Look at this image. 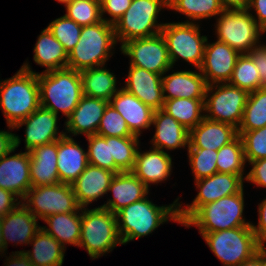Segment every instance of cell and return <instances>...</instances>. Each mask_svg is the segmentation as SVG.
<instances>
[{"label": "cell", "mask_w": 266, "mask_h": 266, "mask_svg": "<svg viewBox=\"0 0 266 266\" xmlns=\"http://www.w3.org/2000/svg\"><path fill=\"white\" fill-rule=\"evenodd\" d=\"M141 137H110V151L121 172H132Z\"/></svg>", "instance_id": "obj_38"}, {"label": "cell", "mask_w": 266, "mask_h": 266, "mask_svg": "<svg viewBox=\"0 0 266 266\" xmlns=\"http://www.w3.org/2000/svg\"><path fill=\"white\" fill-rule=\"evenodd\" d=\"M223 266H239L260 248L252 226L199 233Z\"/></svg>", "instance_id": "obj_10"}, {"label": "cell", "mask_w": 266, "mask_h": 266, "mask_svg": "<svg viewBox=\"0 0 266 266\" xmlns=\"http://www.w3.org/2000/svg\"><path fill=\"white\" fill-rule=\"evenodd\" d=\"M172 160L170 153L153 147L144 151L139 146L132 172L150 189L151 185L169 181L174 167Z\"/></svg>", "instance_id": "obj_19"}, {"label": "cell", "mask_w": 266, "mask_h": 266, "mask_svg": "<svg viewBox=\"0 0 266 266\" xmlns=\"http://www.w3.org/2000/svg\"><path fill=\"white\" fill-rule=\"evenodd\" d=\"M151 129L155 132L150 140V147L167 153H171L176 149L187 150L189 130L162 109L154 111Z\"/></svg>", "instance_id": "obj_23"}, {"label": "cell", "mask_w": 266, "mask_h": 266, "mask_svg": "<svg viewBox=\"0 0 266 266\" xmlns=\"http://www.w3.org/2000/svg\"><path fill=\"white\" fill-rule=\"evenodd\" d=\"M166 10L168 11V5L165 0H132L130 7L114 24L119 46L133 39L161 33L166 22H161L160 16Z\"/></svg>", "instance_id": "obj_7"}, {"label": "cell", "mask_w": 266, "mask_h": 266, "mask_svg": "<svg viewBox=\"0 0 266 266\" xmlns=\"http://www.w3.org/2000/svg\"><path fill=\"white\" fill-rule=\"evenodd\" d=\"M150 190L133 172L116 173L107 191L110 198L106 197L104 204L95 207H102L116 214L122 208L152 194Z\"/></svg>", "instance_id": "obj_22"}, {"label": "cell", "mask_w": 266, "mask_h": 266, "mask_svg": "<svg viewBox=\"0 0 266 266\" xmlns=\"http://www.w3.org/2000/svg\"><path fill=\"white\" fill-rule=\"evenodd\" d=\"M250 168L247 171L245 183H251L255 187L266 189V158L250 161L247 166Z\"/></svg>", "instance_id": "obj_47"}, {"label": "cell", "mask_w": 266, "mask_h": 266, "mask_svg": "<svg viewBox=\"0 0 266 266\" xmlns=\"http://www.w3.org/2000/svg\"><path fill=\"white\" fill-rule=\"evenodd\" d=\"M78 248L85 249L91 260L111 253L123 245L118 234L116 214L102 207L81 209Z\"/></svg>", "instance_id": "obj_5"}, {"label": "cell", "mask_w": 266, "mask_h": 266, "mask_svg": "<svg viewBox=\"0 0 266 266\" xmlns=\"http://www.w3.org/2000/svg\"><path fill=\"white\" fill-rule=\"evenodd\" d=\"M115 174L108 169L88 164L71 184L80 207H92L95 201L108 197L107 191Z\"/></svg>", "instance_id": "obj_24"}, {"label": "cell", "mask_w": 266, "mask_h": 266, "mask_svg": "<svg viewBox=\"0 0 266 266\" xmlns=\"http://www.w3.org/2000/svg\"><path fill=\"white\" fill-rule=\"evenodd\" d=\"M239 55L224 42L217 39L213 42L207 40L203 62L199 68L206 84L229 82Z\"/></svg>", "instance_id": "obj_17"}, {"label": "cell", "mask_w": 266, "mask_h": 266, "mask_svg": "<svg viewBox=\"0 0 266 266\" xmlns=\"http://www.w3.org/2000/svg\"><path fill=\"white\" fill-rule=\"evenodd\" d=\"M40 107L38 74L20 68L0 80V110L6 126L14 127Z\"/></svg>", "instance_id": "obj_2"}, {"label": "cell", "mask_w": 266, "mask_h": 266, "mask_svg": "<svg viewBox=\"0 0 266 266\" xmlns=\"http://www.w3.org/2000/svg\"><path fill=\"white\" fill-rule=\"evenodd\" d=\"M238 136V129L219 121L205 118L189 131L188 148L219 150Z\"/></svg>", "instance_id": "obj_29"}, {"label": "cell", "mask_w": 266, "mask_h": 266, "mask_svg": "<svg viewBox=\"0 0 266 266\" xmlns=\"http://www.w3.org/2000/svg\"><path fill=\"white\" fill-rule=\"evenodd\" d=\"M21 68L33 73H45L53 70L67 68L68 53L64 50L63 45L53 36L52 32L43 28L38 35L33 48V61L37 65L44 67L41 72L33 71L32 63L26 59Z\"/></svg>", "instance_id": "obj_27"}, {"label": "cell", "mask_w": 266, "mask_h": 266, "mask_svg": "<svg viewBox=\"0 0 266 266\" xmlns=\"http://www.w3.org/2000/svg\"><path fill=\"white\" fill-rule=\"evenodd\" d=\"M109 103L124 118L134 135L141 137L151 128L154 110L124 88L121 87Z\"/></svg>", "instance_id": "obj_26"}, {"label": "cell", "mask_w": 266, "mask_h": 266, "mask_svg": "<svg viewBox=\"0 0 266 266\" xmlns=\"http://www.w3.org/2000/svg\"><path fill=\"white\" fill-rule=\"evenodd\" d=\"M53 36L63 45L64 50L69 52L75 47L80 38L82 26L67 18L64 14L47 25Z\"/></svg>", "instance_id": "obj_43"}, {"label": "cell", "mask_w": 266, "mask_h": 266, "mask_svg": "<svg viewBox=\"0 0 266 266\" xmlns=\"http://www.w3.org/2000/svg\"><path fill=\"white\" fill-rule=\"evenodd\" d=\"M266 126V88L249 93L238 131H251Z\"/></svg>", "instance_id": "obj_37"}, {"label": "cell", "mask_w": 266, "mask_h": 266, "mask_svg": "<svg viewBox=\"0 0 266 266\" xmlns=\"http://www.w3.org/2000/svg\"><path fill=\"white\" fill-rule=\"evenodd\" d=\"M168 10L185 16L183 22L202 24V20H215L224 9L219 0H173Z\"/></svg>", "instance_id": "obj_35"}, {"label": "cell", "mask_w": 266, "mask_h": 266, "mask_svg": "<svg viewBox=\"0 0 266 266\" xmlns=\"http://www.w3.org/2000/svg\"><path fill=\"white\" fill-rule=\"evenodd\" d=\"M215 21L212 24L215 38L228 44L239 54H248L266 35L247 9L223 10Z\"/></svg>", "instance_id": "obj_9"}, {"label": "cell", "mask_w": 266, "mask_h": 266, "mask_svg": "<svg viewBox=\"0 0 266 266\" xmlns=\"http://www.w3.org/2000/svg\"><path fill=\"white\" fill-rule=\"evenodd\" d=\"M118 46L114 25L105 22L83 26L80 38L68 54L67 68L82 71L94 68L111 60Z\"/></svg>", "instance_id": "obj_3"}, {"label": "cell", "mask_w": 266, "mask_h": 266, "mask_svg": "<svg viewBox=\"0 0 266 266\" xmlns=\"http://www.w3.org/2000/svg\"><path fill=\"white\" fill-rule=\"evenodd\" d=\"M59 116L53 111L40 106L24 120L18 122L14 131L24 128L25 151H30L36 146L55 142L65 135L64 128L60 131L58 126Z\"/></svg>", "instance_id": "obj_16"}, {"label": "cell", "mask_w": 266, "mask_h": 266, "mask_svg": "<svg viewBox=\"0 0 266 266\" xmlns=\"http://www.w3.org/2000/svg\"><path fill=\"white\" fill-rule=\"evenodd\" d=\"M107 68L106 64L80 71L83 95L110 101L121 88L118 84L122 83L118 82L113 70Z\"/></svg>", "instance_id": "obj_32"}, {"label": "cell", "mask_w": 266, "mask_h": 266, "mask_svg": "<svg viewBox=\"0 0 266 266\" xmlns=\"http://www.w3.org/2000/svg\"><path fill=\"white\" fill-rule=\"evenodd\" d=\"M245 180L240 175L220 173L194 181L197 190L191 203L178 200V220L182 226L201 206L215 202L225 196L239 193L245 186Z\"/></svg>", "instance_id": "obj_13"}, {"label": "cell", "mask_w": 266, "mask_h": 266, "mask_svg": "<svg viewBox=\"0 0 266 266\" xmlns=\"http://www.w3.org/2000/svg\"><path fill=\"white\" fill-rule=\"evenodd\" d=\"M20 137L15 132V147L0 159V188L13 192L22 200L32 187V182L29 152L20 149L15 153L22 142Z\"/></svg>", "instance_id": "obj_15"}, {"label": "cell", "mask_w": 266, "mask_h": 266, "mask_svg": "<svg viewBox=\"0 0 266 266\" xmlns=\"http://www.w3.org/2000/svg\"><path fill=\"white\" fill-rule=\"evenodd\" d=\"M39 220L20 203L15 209L2 217V237L6 248L25 245L29 247L30 241L41 228Z\"/></svg>", "instance_id": "obj_25"}, {"label": "cell", "mask_w": 266, "mask_h": 266, "mask_svg": "<svg viewBox=\"0 0 266 266\" xmlns=\"http://www.w3.org/2000/svg\"><path fill=\"white\" fill-rule=\"evenodd\" d=\"M96 134L103 137H139L130 131L124 118L110 103L105 109Z\"/></svg>", "instance_id": "obj_44"}, {"label": "cell", "mask_w": 266, "mask_h": 266, "mask_svg": "<svg viewBox=\"0 0 266 266\" xmlns=\"http://www.w3.org/2000/svg\"><path fill=\"white\" fill-rule=\"evenodd\" d=\"M247 10L266 32V0H250Z\"/></svg>", "instance_id": "obj_51"}, {"label": "cell", "mask_w": 266, "mask_h": 266, "mask_svg": "<svg viewBox=\"0 0 266 266\" xmlns=\"http://www.w3.org/2000/svg\"><path fill=\"white\" fill-rule=\"evenodd\" d=\"M41 225L49 235L55 238L64 248L78 247L81 230V210L69 213H57L46 217ZM67 245V246H66Z\"/></svg>", "instance_id": "obj_33"}, {"label": "cell", "mask_w": 266, "mask_h": 266, "mask_svg": "<svg viewBox=\"0 0 266 266\" xmlns=\"http://www.w3.org/2000/svg\"><path fill=\"white\" fill-rule=\"evenodd\" d=\"M65 10L64 15L82 27L102 21L100 0H72Z\"/></svg>", "instance_id": "obj_41"}, {"label": "cell", "mask_w": 266, "mask_h": 266, "mask_svg": "<svg viewBox=\"0 0 266 266\" xmlns=\"http://www.w3.org/2000/svg\"><path fill=\"white\" fill-rule=\"evenodd\" d=\"M57 1L59 4H63V7H65L67 4H69L72 0H55Z\"/></svg>", "instance_id": "obj_58"}, {"label": "cell", "mask_w": 266, "mask_h": 266, "mask_svg": "<svg viewBox=\"0 0 266 266\" xmlns=\"http://www.w3.org/2000/svg\"><path fill=\"white\" fill-rule=\"evenodd\" d=\"M118 49L121 54L129 58L128 65L143 68L159 75H163L172 67L167 44L161 33L127 41Z\"/></svg>", "instance_id": "obj_14"}, {"label": "cell", "mask_w": 266, "mask_h": 266, "mask_svg": "<svg viewBox=\"0 0 266 266\" xmlns=\"http://www.w3.org/2000/svg\"><path fill=\"white\" fill-rule=\"evenodd\" d=\"M171 67L162 75L164 100L174 98L205 99L207 84L199 69Z\"/></svg>", "instance_id": "obj_20"}, {"label": "cell", "mask_w": 266, "mask_h": 266, "mask_svg": "<svg viewBox=\"0 0 266 266\" xmlns=\"http://www.w3.org/2000/svg\"><path fill=\"white\" fill-rule=\"evenodd\" d=\"M257 208V220L258 223H252V230L255 234L257 242L261 246H266V196L258 203Z\"/></svg>", "instance_id": "obj_49"}, {"label": "cell", "mask_w": 266, "mask_h": 266, "mask_svg": "<svg viewBox=\"0 0 266 266\" xmlns=\"http://www.w3.org/2000/svg\"><path fill=\"white\" fill-rule=\"evenodd\" d=\"M244 145L246 164L266 158V126L251 131H238Z\"/></svg>", "instance_id": "obj_45"}, {"label": "cell", "mask_w": 266, "mask_h": 266, "mask_svg": "<svg viewBox=\"0 0 266 266\" xmlns=\"http://www.w3.org/2000/svg\"><path fill=\"white\" fill-rule=\"evenodd\" d=\"M131 3L132 0H100L102 20L114 25L130 7Z\"/></svg>", "instance_id": "obj_46"}, {"label": "cell", "mask_w": 266, "mask_h": 266, "mask_svg": "<svg viewBox=\"0 0 266 266\" xmlns=\"http://www.w3.org/2000/svg\"><path fill=\"white\" fill-rule=\"evenodd\" d=\"M21 203L41 221L57 213L77 212L82 209L72 186L61 182L31 187Z\"/></svg>", "instance_id": "obj_12"}, {"label": "cell", "mask_w": 266, "mask_h": 266, "mask_svg": "<svg viewBox=\"0 0 266 266\" xmlns=\"http://www.w3.org/2000/svg\"><path fill=\"white\" fill-rule=\"evenodd\" d=\"M262 266H266V246H262Z\"/></svg>", "instance_id": "obj_57"}, {"label": "cell", "mask_w": 266, "mask_h": 266, "mask_svg": "<svg viewBox=\"0 0 266 266\" xmlns=\"http://www.w3.org/2000/svg\"><path fill=\"white\" fill-rule=\"evenodd\" d=\"M229 84L248 93L260 88V76L257 67L249 54H240L237 58Z\"/></svg>", "instance_id": "obj_39"}, {"label": "cell", "mask_w": 266, "mask_h": 266, "mask_svg": "<svg viewBox=\"0 0 266 266\" xmlns=\"http://www.w3.org/2000/svg\"><path fill=\"white\" fill-rule=\"evenodd\" d=\"M109 101L83 95L74 111L64 119L65 135H94L97 133L101 118Z\"/></svg>", "instance_id": "obj_18"}, {"label": "cell", "mask_w": 266, "mask_h": 266, "mask_svg": "<svg viewBox=\"0 0 266 266\" xmlns=\"http://www.w3.org/2000/svg\"><path fill=\"white\" fill-rule=\"evenodd\" d=\"M187 159L193 180L209 177L217 172V150L187 148Z\"/></svg>", "instance_id": "obj_42"}, {"label": "cell", "mask_w": 266, "mask_h": 266, "mask_svg": "<svg viewBox=\"0 0 266 266\" xmlns=\"http://www.w3.org/2000/svg\"><path fill=\"white\" fill-rule=\"evenodd\" d=\"M248 54L251 56L254 65L258 69L260 76V88H266V43L262 41Z\"/></svg>", "instance_id": "obj_48"}, {"label": "cell", "mask_w": 266, "mask_h": 266, "mask_svg": "<svg viewBox=\"0 0 266 266\" xmlns=\"http://www.w3.org/2000/svg\"><path fill=\"white\" fill-rule=\"evenodd\" d=\"M87 149L64 135L57 140V172L61 183L72 184L88 166Z\"/></svg>", "instance_id": "obj_28"}, {"label": "cell", "mask_w": 266, "mask_h": 266, "mask_svg": "<svg viewBox=\"0 0 266 266\" xmlns=\"http://www.w3.org/2000/svg\"><path fill=\"white\" fill-rule=\"evenodd\" d=\"M173 0H165L166 4L169 5Z\"/></svg>", "instance_id": "obj_59"}, {"label": "cell", "mask_w": 266, "mask_h": 266, "mask_svg": "<svg viewBox=\"0 0 266 266\" xmlns=\"http://www.w3.org/2000/svg\"><path fill=\"white\" fill-rule=\"evenodd\" d=\"M202 24L183 22H167L161 29L168 49V55L172 67L177 63L187 62L189 66L199 69L205 52L208 35H202ZM177 62V63H176ZM176 64V65H175Z\"/></svg>", "instance_id": "obj_8"}, {"label": "cell", "mask_w": 266, "mask_h": 266, "mask_svg": "<svg viewBox=\"0 0 266 266\" xmlns=\"http://www.w3.org/2000/svg\"><path fill=\"white\" fill-rule=\"evenodd\" d=\"M249 93L227 83L207 85L205 91V118L239 128Z\"/></svg>", "instance_id": "obj_11"}, {"label": "cell", "mask_w": 266, "mask_h": 266, "mask_svg": "<svg viewBox=\"0 0 266 266\" xmlns=\"http://www.w3.org/2000/svg\"><path fill=\"white\" fill-rule=\"evenodd\" d=\"M29 154L32 187L60 183L57 172V141L36 146Z\"/></svg>", "instance_id": "obj_30"}, {"label": "cell", "mask_w": 266, "mask_h": 266, "mask_svg": "<svg viewBox=\"0 0 266 266\" xmlns=\"http://www.w3.org/2000/svg\"><path fill=\"white\" fill-rule=\"evenodd\" d=\"M85 139L88 142L85 146H87L89 164L108 169L114 173L121 172L111 156L110 137L94 134L86 136Z\"/></svg>", "instance_id": "obj_40"}, {"label": "cell", "mask_w": 266, "mask_h": 266, "mask_svg": "<svg viewBox=\"0 0 266 266\" xmlns=\"http://www.w3.org/2000/svg\"><path fill=\"white\" fill-rule=\"evenodd\" d=\"M40 106L66 119L83 96L79 71L70 68L38 73Z\"/></svg>", "instance_id": "obj_4"}, {"label": "cell", "mask_w": 266, "mask_h": 266, "mask_svg": "<svg viewBox=\"0 0 266 266\" xmlns=\"http://www.w3.org/2000/svg\"><path fill=\"white\" fill-rule=\"evenodd\" d=\"M224 10H245L250 0H219Z\"/></svg>", "instance_id": "obj_54"}, {"label": "cell", "mask_w": 266, "mask_h": 266, "mask_svg": "<svg viewBox=\"0 0 266 266\" xmlns=\"http://www.w3.org/2000/svg\"><path fill=\"white\" fill-rule=\"evenodd\" d=\"M21 203L13 192L0 188V217H4Z\"/></svg>", "instance_id": "obj_50"}, {"label": "cell", "mask_w": 266, "mask_h": 266, "mask_svg": "<svg viewBox=\"0 0 266 266\" xmlns=\"http://www.w3.org/2000/svg\"><path fill=\"white\" fill-rule=\"evenodd\" d=\"M6 254L8 253L2 237V217H0V258Z\"/></svg>", "instance_id": "obj_56"}, {"label": "cell", "mask_w": 266, "mask_h": 266, "mask_svg": "<svg viewBox=\"0 0 266 266\" xmlns=\"http://www.w3.org/2000/svg\"><path fill=\"white\" fill-rule=\"evenodd\" d=\"M217 172L247 176L244 145L240 135L217 151Z\"/></svg>", "instance_id": "obj_36"}, {"label": "cell", "mask_w": 266, "mask_h": 266, "mask_svg": "<svg viewBox=\"0 0 266 266\" xmlns=\"http://www.w3.org/2000/svg\"><path fill=\"white\" fill-rule=\"evenodd\" d=\"M124 88L154 111L162 109L164 103L162 75L129 65Z\"/></svg>", "instance_id": "obj_21"}, {"label": "cell", "mask_w": 266, "mask_h": 266, "mask_svg": "<svg viewBox=\"0 0 266 266\" xmlns=\"http://www.w3.org/2000/svg\"><path fill=\"white\" fill-rule=\"evenodd\" d=\"M204 101L205 99H167L162 110L190 131L205 117Z\"/></svg>", "instance_id": "obj_34"}, {"label": "cell", "mask_w": 266, "mask_h": 266, "mask_svg": "<svg viewBox=\"0 0 266 266\" xmlns=\"http://www.w3.org/2000/svg\"><path fill=\"white\" fill-rule=\"evenodd\" d=\"M173 203L157 205L147 195L145 198L122 208L116 213L117 229L123 245L150 236L161 225L169 221L180 225L178 220V200Z\"/></svg>", "instance_id": "obj_1"}, {"label": "cell", "mask_w": 266, "mask_h": 266, "mask_svg": "<svg viewBox=\"0 0 266 266\" xmlns=\"http://www.w3.org/2000/svg\"><path fill=\"white\" fill-rule=\"evenodd\" d=\"M10 253L9 257L7 255H4V266H33L24 252L12 251Z\"/></svg>", "instance_id": "obj_53"}, {"label": "cell", "mask_w": 266, "mask_h": 266, "mask_svg": "<svg viewBox=\"0 0 266 266\" xmlns=\"http://www.w3.org/2000/svg\"><path fill=\"white\" fill-rule=\"evenodd\" d=\"M6 127H8L7 130H0V159L15 147V133H12L14 128Z\"/></svg>", "instance_id": "obj_52"}, {"label": "cell", "mask_w": 266, "mask_h": 266, "mask_svg": "<svg viewBox=\"0 0 266 266\" xmlns=\"http://www.w3.org/2000/svg\"><path fill=\"white\" fill-rule=\"evenodd\" d=\"M31 250H17L24 252L33 266H63L66 248L55 238L40 228L29 243Z\"/></svg>", "instance_id": "obj_31"}, {"label": "cell", "mask_w": 266, "mask_h": 266, "mask_svg": "<svg viewBox=\"0 0 266 266\" xmlns=\"http://www.w3.org/2000/svg\"><path fill=\"white\" fill-rule=\"evenodd\" d=\"M239 266H262V246L250 258Z\"/></svg>", "instance_id": "obj_55"}, {"label": "cell", "mask_w": 266, "mask_h": 266, "mask_svg": "<svg viewBox=\"0 0 266 266\" xmlns=\"http://www.w3.org/2000/svg\"><path fill=\"white\" fill-rule=\"evenodd\" d=\"M245 189L201 206L182 226L195 227L198 233H211L237 227L251 226L244 216Z\"/></svg>", "instance_id": "obj_6"}]
</instances>
